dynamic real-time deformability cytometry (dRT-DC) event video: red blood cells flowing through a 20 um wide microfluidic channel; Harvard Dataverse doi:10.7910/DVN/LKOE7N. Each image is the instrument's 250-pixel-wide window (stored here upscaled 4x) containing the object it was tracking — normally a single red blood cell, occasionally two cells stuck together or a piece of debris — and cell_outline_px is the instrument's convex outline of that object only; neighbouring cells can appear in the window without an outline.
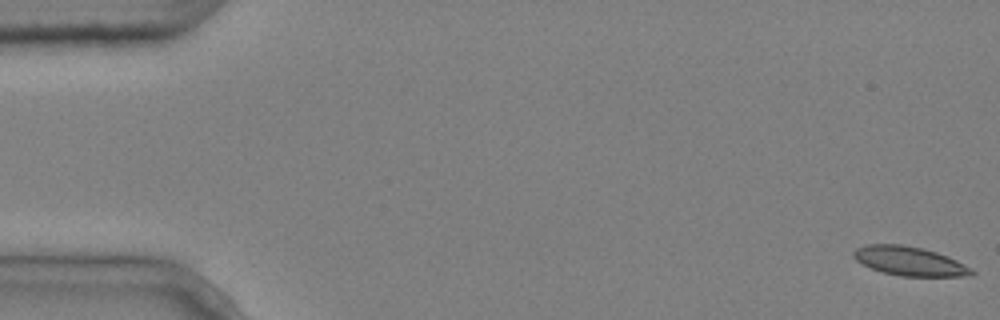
{"species": "common noctule bat (a hibernating species)", "species_latin": "Nyctalus noctula", "temperature_condition": "cold", "stored_images_in_passage": 5, "camera_frame_rate_fps": 3000, "um_per_image_px": 0.085, "animal": {"sex": "male", "body_mass_g": 20.4}, "frame": {"image": 1, "passage_image": 1, "time_ms": 0.0, "image_size_px": [1000, 320], "cell_outline_px": [[976, 272], [972, 276], [900, 276], [884, 272], [872, 268], [856, 260], [852, 256], [852, 252], [856, 248], [868, 244], [900, 244], [920, 248], [936, 252], [948, 256], [972, 268]], "centroid_in_image_um": [77.33, 22.2], "position_along_channel_um": 7.7, "area_um2": 19.88}}